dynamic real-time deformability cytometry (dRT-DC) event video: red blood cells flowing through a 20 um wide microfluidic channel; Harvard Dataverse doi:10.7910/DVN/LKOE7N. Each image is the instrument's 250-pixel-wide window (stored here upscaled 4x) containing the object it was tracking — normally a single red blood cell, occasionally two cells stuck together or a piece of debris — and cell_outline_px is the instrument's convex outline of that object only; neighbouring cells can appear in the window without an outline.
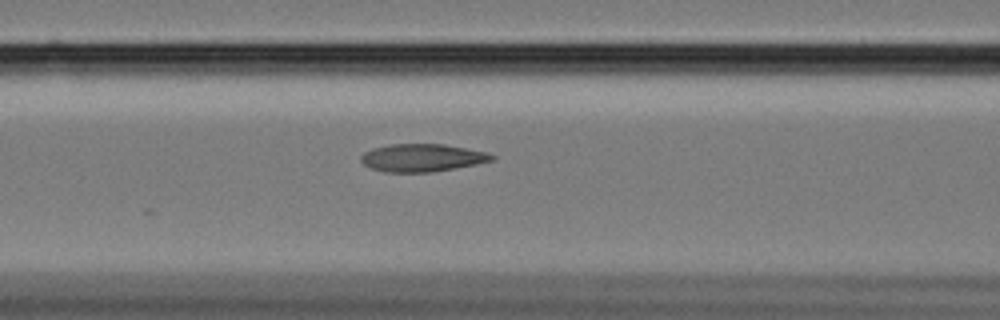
{"species": "Egyptian fruit bat (a non-hibernating species)", "species_latin": "Rousettus aegyptiacus", "temperature_condition": "cold", "stored_images_in_passage": 10, "camera_frame_rate_fps": 3000, "um_per_image_px": 0.085, "animal": {"sex": "female"}, "frame": {"image": 1, "passage_image": 8, "time_ms": 2.333, "image_size_px": [1000, 320], "cell_outline_px": [[496, 160], [456, 168], [432, 172], [384, 172], [372, 168], [364, 164], [360, 160], [360, 156], [364, 152], [372, 148], [388, 144], [444, 144], [488, 152], [496, 156]], "centroid_in_image_um": [35.9, 13.4], "position_along_channel_um": 130.7, "area_um2": 21.33}}